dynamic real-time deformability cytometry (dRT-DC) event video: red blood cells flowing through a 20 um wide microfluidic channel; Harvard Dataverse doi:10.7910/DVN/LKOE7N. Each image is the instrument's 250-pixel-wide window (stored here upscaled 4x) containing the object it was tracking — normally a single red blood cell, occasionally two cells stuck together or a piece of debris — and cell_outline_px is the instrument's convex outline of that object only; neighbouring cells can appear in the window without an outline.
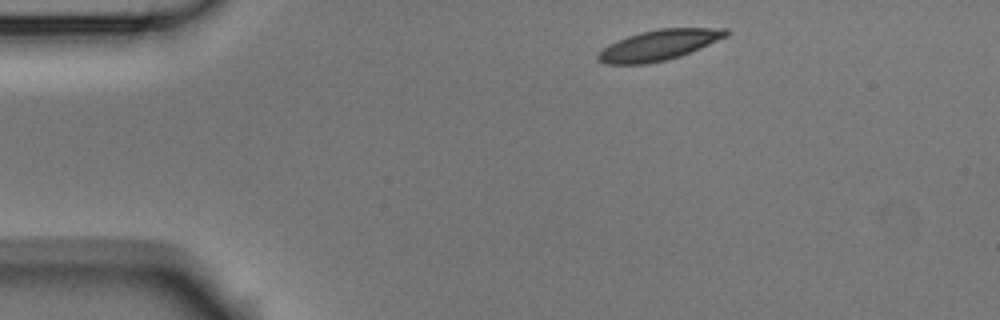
{"species": "Egyptian fruit bat (a non-hibernating species)", "species_latin": "Rousettus aegyptiacus", "temperature_condition": "room temperature", "stored_images_in_passage": 3, "camera_frame_rate_fps": 3000, "um_per_image_px": 0.085, "animal": {"sex": "male"}, "frame": {"image": 1, "passage_image": 1, "time_ms": 0.0, "image_size_px": [1000, 320], "cell_outline_px": [[732, 32], [728, 36], [680, 56], [648, 64], [608, 64], [596, 60], [596, 56], [608, 44], [628, 36], [640, 32], [660, 28], [728, 28]], "centroid_in_image_um": [56.03, 3.82], "position_along_channel_um": 29.0, "area_um2": 22.66}}